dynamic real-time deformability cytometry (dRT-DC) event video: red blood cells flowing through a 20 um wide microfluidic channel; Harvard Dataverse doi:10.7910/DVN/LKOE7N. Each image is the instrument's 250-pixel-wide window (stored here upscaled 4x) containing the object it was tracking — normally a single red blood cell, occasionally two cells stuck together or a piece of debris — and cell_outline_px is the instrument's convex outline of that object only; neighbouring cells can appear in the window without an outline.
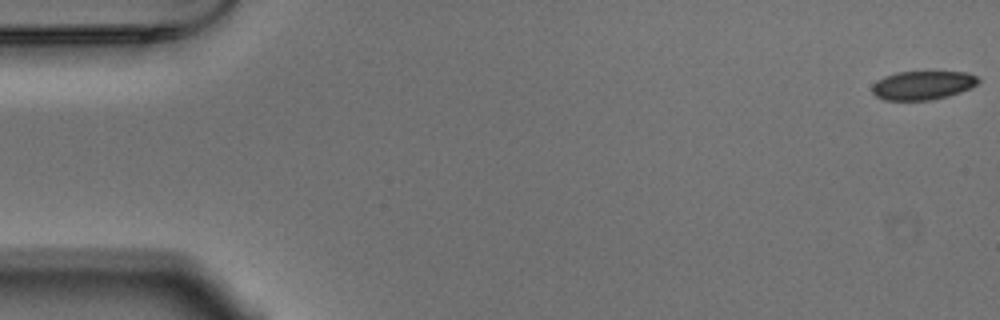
{"species": "Egyptian fruit bat (a non-hibernating species)", "species_latin": "Rousettus aegyptiacus", "temperature_condition": "warm", "stored_images_in_passage": 54, "camera_frame_rate_fps": 3000, "um_per_image_px": 0.085, "animal": {"sex": "male"}, "frame": {"image": 1, "passage_image": 1, "time_ms": 0.0, "image_size_px": [1000, 320], "cell_outline_px": [[980, 80], [976, 84], [960, 92], [948, 96], [932, 100], [884, 100], [876, 96], [872, 92], [872, 84], [876, 80], [884, 76], [896, 72], [968, 72], [976, 76]], "centroid_in_image_um": [78.39, 7.25], "position_along_channel_um": 6.6, "area_um2": 17.8}}
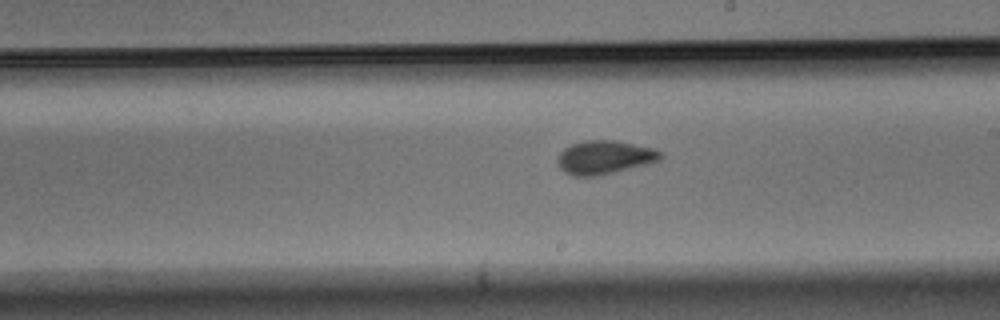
{"frame": {"image": 2, "passage_image": 31, "time_ms": 10.0, "image_size_px": [1000, 320], "cell_outline_px": [[664, 156], [660, 160], [648, 164], [596, 176], [572, 176], [564, 172], [560, 168], [556, 160], [556, 156], [564, 148], [572, 144], [588, 140], [616, 140], [652, 148], [664, 152]], "centroid_in_image_um": [51.38, 13.37], "position_along_channel_um": 237.6, "area_um2": 20.29}}
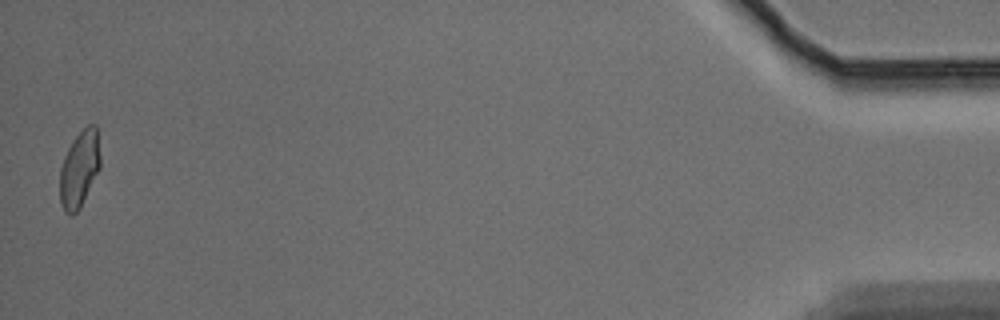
{"frame": {"image": 3, "passage_image": 54, "time_ms": 17.667, "image_size_px": [1000, 320], "cell_outline_px": [[100, 168], [80, 208], [72, 216], [64, 212], [60, 200], [60, 168], [64, 156], [72, 140], [88, 124], [96, 124], [100, 156]], "centroid_in_image_um": [6.75, 14.37], "position_along_channel_um": 428.5, "area_um2": 18.03}, "authors_computed_cell_mechanics": {"area_um2": 19.1029, "velocity_mm_per_s": 3.7192, "shape_relaxation_time_tau1_ms": 11.1718, "shape_relaxation_time_tau2_ms": 1.0767, "deformation_change_tau1": 0.181, "deformation_change_tau2": 0.056}}